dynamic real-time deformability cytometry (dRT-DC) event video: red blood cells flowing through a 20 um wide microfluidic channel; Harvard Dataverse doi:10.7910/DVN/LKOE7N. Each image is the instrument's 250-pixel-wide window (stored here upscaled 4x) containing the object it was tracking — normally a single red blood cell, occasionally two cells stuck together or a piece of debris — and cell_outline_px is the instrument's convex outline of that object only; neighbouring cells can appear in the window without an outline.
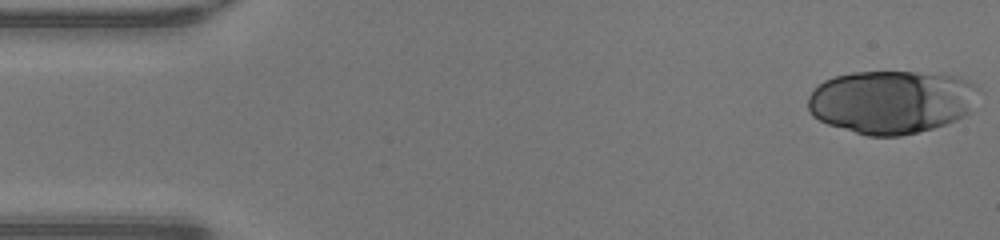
{"species": "human", "species_latin": "Homo sapiens", "temperature_condition": "warm", "stored_images_in_passage": 35, "camera_frame_rate_fps": 3000, "um_per_image_px": 0.085, "donor": {"sex": "male"}, "frame": {"image": 1, "passage_image": 1, "time_ms": 0.0, "image_size_px": [1000, 240], "cell_outline_px": [[976, 88], [968, 112], [964, 116], [956, 120], [932, 128], [900, 136], [868, 136], [828, 124], [812, 116], [808, 108], [808, 96], [824, 80], [836, 76], [852, 72], [916, 72], [960, 76], [968, 80]], "centroid_in_image_um": [75.72, 8.65], "position_along_channel_um": 9.3, "area_um2": 62.37}}
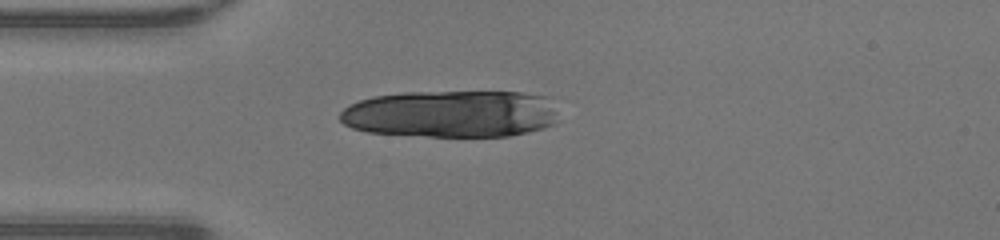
{"frame": {"image": 2, "passage_image": 12, "time_ms": 3.667, "image_size_px": [1000, 240], "cell_outline_px": [[556, 124], [544, 128], [528, 132], [508, 136], [428, 136], [368, 132], [352, 128], [344, 124], [340, 120], [340, 112], [348, 104], [372, 96], [404, 92], [520, 92], [552, 96], [556, 120]], "centroid_in_image_um": [38.36, 9.66], "position_along_channel_um": 46.6, "area_um2": 60.57}}